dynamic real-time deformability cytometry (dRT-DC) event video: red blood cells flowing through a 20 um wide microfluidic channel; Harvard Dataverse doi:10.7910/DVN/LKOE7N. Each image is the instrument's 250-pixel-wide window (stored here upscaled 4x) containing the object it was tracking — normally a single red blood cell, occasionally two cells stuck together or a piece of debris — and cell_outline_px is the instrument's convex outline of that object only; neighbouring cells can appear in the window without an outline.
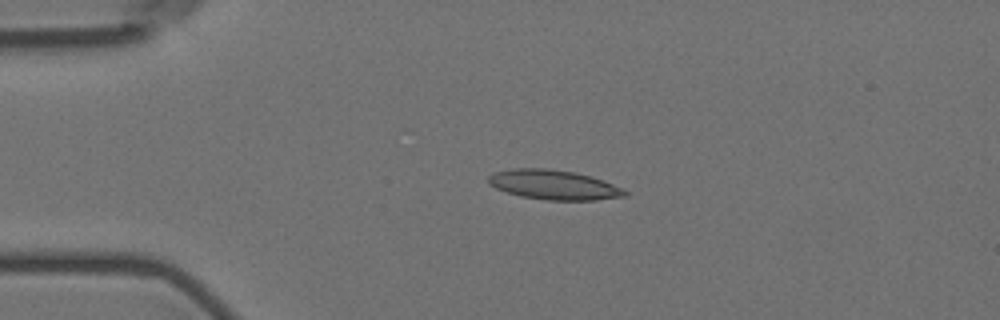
{"species": "Egyptian fruit bat (a non-hibernating species)", "species_latin": "Rousettus aegyptiacus", "temperature_condition": "room temperature", "stored_images_in_passage": 2, "camera_frame_rate_fps": 3000, "um_per_image_px": 0.085, "animal": {"sex": "female"}, "frame": {"image": 1, "passage_image": 1, "time_ms": 0.0, "image_size_px": [1000, 320], "cell_outline_px": [[628, 196], [596, 200], [548, 200], [520, 196], [496, 188], [488, 184], [488, 176], [496, 172], [512, 168], [548, 168], [572, 172], [592, 176], [604, 180], [624, 188], [628, 192]], "centroid_in_image_um": [47.12, 15.71], "position_along_channel_um": 37.9, "area_um2": 23.7}}